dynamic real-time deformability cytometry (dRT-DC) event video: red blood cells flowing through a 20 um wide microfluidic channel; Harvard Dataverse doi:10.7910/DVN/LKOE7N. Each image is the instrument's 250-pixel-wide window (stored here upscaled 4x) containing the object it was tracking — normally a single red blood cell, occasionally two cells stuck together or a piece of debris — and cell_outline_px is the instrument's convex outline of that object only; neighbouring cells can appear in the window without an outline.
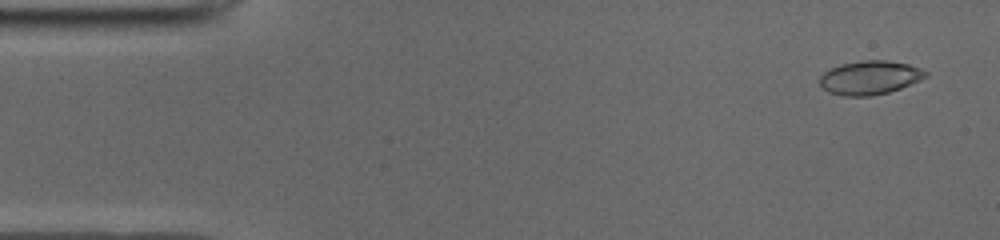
{"species": "common noctule bat (a hibernating species)", "species_latin": "Nyctalus noctula", "temperature_condition": "cold", "stored_images_in_passage": 12, "camera_frame_rate_fps": 3000, "um_per_image_px": 0.085, "animal": {"sex": "male", "body_mass_g": 19.0, "forearm_length_mm": 50.8}, "frame": {"image": 1, "passage_image": 1, "time_ms": 0.0, "image_size_px": [1000, 240], "cell_outline_px": [[928, 76], [920, 80], [900, 88], [888, 92], [868, 96], [844, 96], [828, 92], [820, 88], [820, 76], [824, 72], [840, 64], [864, 60], [888, 60], [908, 64], [920, 68], [928, 72]], "centroid_in_image_um": [73.92, 6.6], "position_along_channel_um": 11.1, "area_um2": 20.87}}